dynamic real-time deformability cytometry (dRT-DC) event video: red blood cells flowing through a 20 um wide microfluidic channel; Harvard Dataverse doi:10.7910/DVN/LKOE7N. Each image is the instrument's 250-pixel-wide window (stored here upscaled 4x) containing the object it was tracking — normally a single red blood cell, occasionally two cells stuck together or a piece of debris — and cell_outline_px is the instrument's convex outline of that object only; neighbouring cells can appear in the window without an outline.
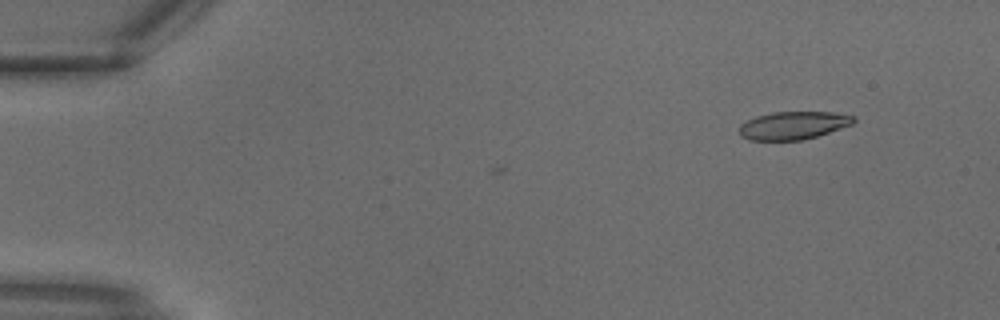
{"species": "common noctule bat (a hibernating species)", "species_latin": "Nyctalus noctula", "temperature_condition": "warm", "stored_images_in_passage": 2, "camera_frame_rate_fps": 3000, "um_per_image_px": 0.085, "animal": {"sex": "male", "body_mass_g": 18.8}, "frame": {"image": 1, "passage_image": 2, "time_ms": 0.333, "image_size_px": [1000, 320], "cell_outline_px": [[856, 120], [852, 124], [816, 136], [800, 140], [748, 140], [740, 136], [740, 124], [756, 116], [772, 112], [832, 112], [856, 116]], "centroid_in_image_um": [67.42, 10.65], "position_along_channel_um": 17.6, "area_um2": 18.5}}